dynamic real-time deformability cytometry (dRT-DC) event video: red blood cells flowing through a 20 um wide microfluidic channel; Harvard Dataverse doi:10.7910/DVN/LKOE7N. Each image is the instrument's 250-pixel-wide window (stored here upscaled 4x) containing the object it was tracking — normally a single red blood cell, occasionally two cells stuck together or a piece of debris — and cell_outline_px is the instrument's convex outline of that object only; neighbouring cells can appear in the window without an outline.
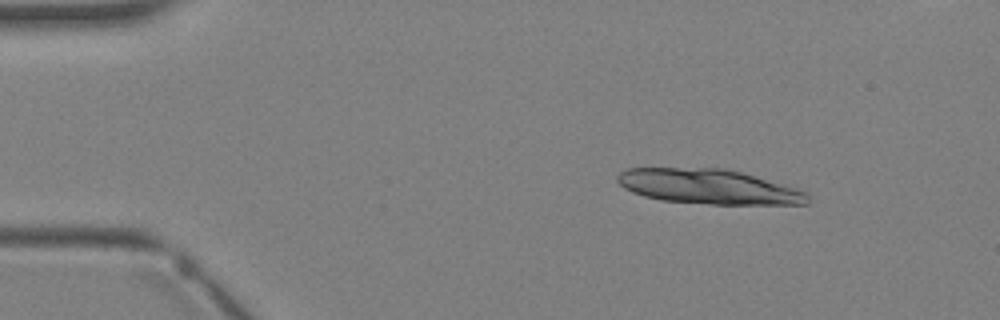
{"species": "Egyptian fruit bat (a non-hibernating species)", "species_latin": "Rousettus aegyptiacus", "temperature_condition": "warm", "stored_images_in_passage": 2, "camera_frame_rate_fps": 3000, "um_per_image_px": 0.085, "animal": {"sex": "female"}, "frame": {"image": 1, "passage_image": 1, "time_ms": 0.0, "image_size_px": [1000, 320], "cell_outline_px": [[808, 204], [712, 204], [660, 200], [644, 196], [632, 192], [624, 188], [616, 180], [616, 176], [620, 172], [628, 168], [724, 168], [740, 172], [796, 188], [808, 192]], "centroid_in_image_um": [60.2, 15.86], "position_along_channel_um": 24.8, "area_um2": 38.38}}